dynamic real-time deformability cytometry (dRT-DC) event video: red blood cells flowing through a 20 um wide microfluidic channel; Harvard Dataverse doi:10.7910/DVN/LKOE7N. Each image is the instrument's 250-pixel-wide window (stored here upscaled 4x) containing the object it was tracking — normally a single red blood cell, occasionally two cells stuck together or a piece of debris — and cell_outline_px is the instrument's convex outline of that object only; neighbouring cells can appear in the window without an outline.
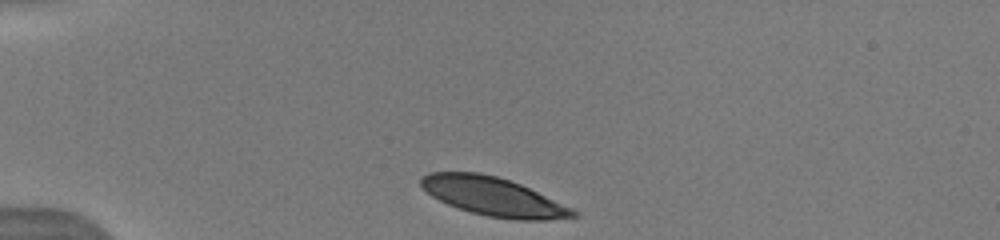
{"species": "human", "species_latin": "Homo sapiens", "temperature_condition": "warm", "stored_images_in_passage": 34, "camera_frame_rate_fps": 3000, "um_per_image_px": 0.085, "donor": {"sex": "male"}, "frame": {"image": 1, "passage_image": 1, "time_ms": 0.0, "image_size_px": [1000, 240], "cell_outline_px": [[580, 216], [548, 220], [516, 220], [488, 216], [472, 212], [448, 204], [432, 196], [420, 184], [420, 176], [428, 172], [480, 172], [496, 176], [520, 184], [572, 208], [580, 212]], "centroid_in_image_um": [41.95, 16.71], "position_along_channel_um": 43.1, "area_um2": 33.99}, "authors_computed_cell_mechanics": {"area_um2": 36.0672, "velocity_mm_per_s": 3.9981, "shape_relaxation_time_tau1_ms": 2.9641, "shape_relaxation_time_tau2_ms": 4.7349, "deformation_change_tau1": 0.1483, "deformation_change_tau2": 0.1302}}